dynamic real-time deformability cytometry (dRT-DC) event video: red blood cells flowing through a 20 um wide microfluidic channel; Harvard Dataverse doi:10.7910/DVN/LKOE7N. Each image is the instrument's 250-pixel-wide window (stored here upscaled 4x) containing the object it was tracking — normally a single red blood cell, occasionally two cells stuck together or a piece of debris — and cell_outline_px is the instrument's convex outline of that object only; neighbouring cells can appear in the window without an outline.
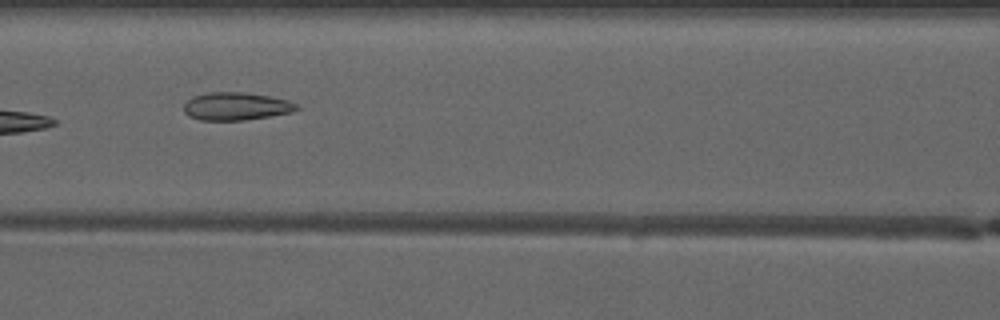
{"species": "common noctule bat (a hibernating species)", "species_latin": "Nyctalus noctula", "temperature_condition": "warm", "stored_images_in_passage": 4, "camera_frame_rate_fps": 3000, "um_per_image_px": 0.085, "animal": {"sex": "male", "forearm_length_mm": 52.5}, "frame": {"image": 1, "passage_image": 3, "time_ms": 2.333, "image_size_px": [1000, 320], "cell_outline_px": [[300, 108], [292, 112], [244, 120], [200, 120], [188, 116], [184, 112], [184, 104], [192, 96], [208, 92], [244, 92], [268, 96], [288, 100], [296, 104]], "centroid_in_image_um": [20.04, 9.03], "position_along_channel_um": 146.6, "area_um2": 18.26}}
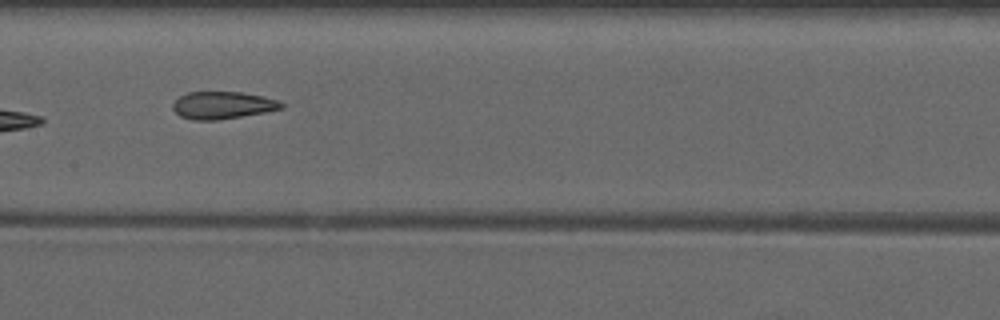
{"frame": {"image": 2, "passage_image": 4, "time_ms": 3.333, "image_size_px": [1000, 320], "cell_outline_px": [[284, 108], [264, 112], [216, 120], [192, 120], [180, 116], [172, 108], [172, 104], [180, 96], [188, 92], [240, 92], [264, 96], [276, 100], [284, 104]], "centroid_in_image_um": [18.91, 8.94], "position_along_channel_um": 188.5, "area_um2": 17.17}}